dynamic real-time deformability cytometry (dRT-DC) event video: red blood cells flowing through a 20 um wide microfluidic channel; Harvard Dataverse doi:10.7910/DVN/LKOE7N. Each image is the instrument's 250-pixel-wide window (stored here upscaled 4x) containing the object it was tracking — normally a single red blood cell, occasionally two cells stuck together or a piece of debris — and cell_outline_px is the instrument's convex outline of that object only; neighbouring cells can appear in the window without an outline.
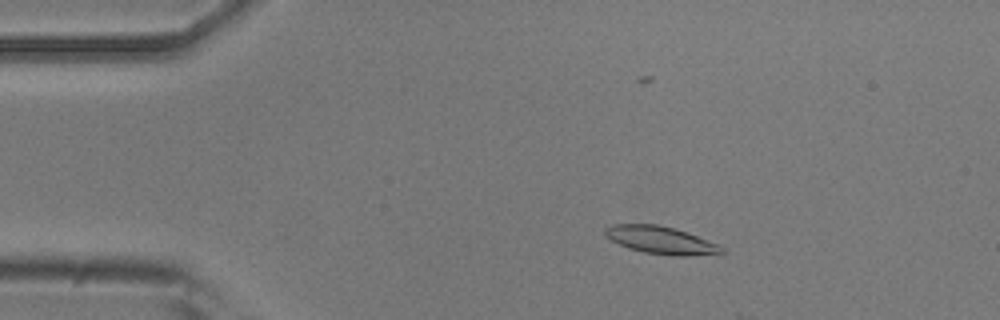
{"species": "common noctule bat (a hibernating species)", "species_latin": "Nyctalus noctula", "temperature_condition": "room temperature", "stored_images_in_passage": 11, "camera_frame_rate_fps": 3000, "um_per_image_px": 0.085, "animal": {"sex": "male", "body_mass_g": 20.5, "forearm_length_mm": 52.5}, "frame": {"image": 1, "passage_image": 7, "time_ms": 2.0, "image_size_px": [1000, 320], "cell_outline_px": [[724, 252], [688, 256], [672, 256], [644, 252], [628, 248], [604, 236], [604, 228], [612, 224], [656, 224], [676, 228], [716, 244], [724, 248]], "centroid_in_image_um": [56.11, 20.4], "position_along_channel_um": 28.9, "area_um2": 18.55}}